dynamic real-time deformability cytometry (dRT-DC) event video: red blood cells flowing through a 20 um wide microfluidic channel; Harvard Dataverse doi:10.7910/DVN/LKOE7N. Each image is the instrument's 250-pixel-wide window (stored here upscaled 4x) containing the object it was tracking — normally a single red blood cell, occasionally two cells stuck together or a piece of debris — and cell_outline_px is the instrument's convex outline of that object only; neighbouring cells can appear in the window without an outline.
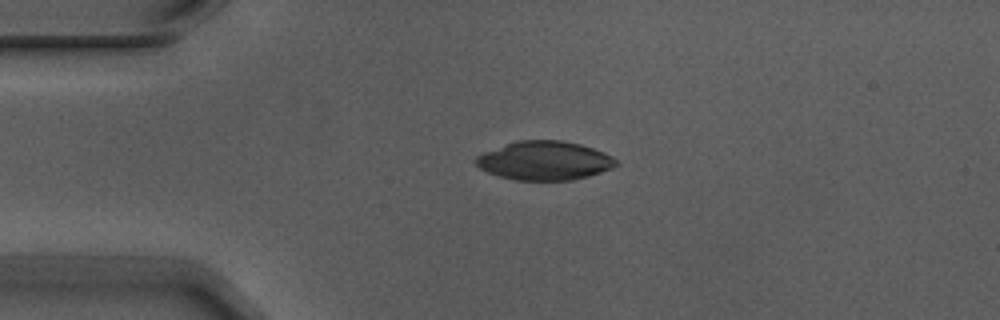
{"species": "Egyptian fruit bat (a non-hibernating species)", "species_latin": "Rousettus aegyptiacus", "temperature_condition": "warm", "stored_images_in_passage": 7, "camera_frame_rate_fps": 3000, "um_per_image_px": 0.085, "animal": {"sex": "male"}, "frame": {"image": 1, "passage_image": 2, "time_ms": 0.333, "image_size_px": [1000, 320], "cell_outline_px": [[620, 164], [612, 168], [588, 176], [572, 180], [516, 180], [500, 176], [488, 172], [480, 168], [476, 164], [476, 156], [484, 152], [520, 140], [560, 140], [580, 144], [604, 152], [612, 156]], "centroid_in_image_um": [46.32, 13.66], "position_along_channel_um": 38.7, "area_um2": 31.44}}
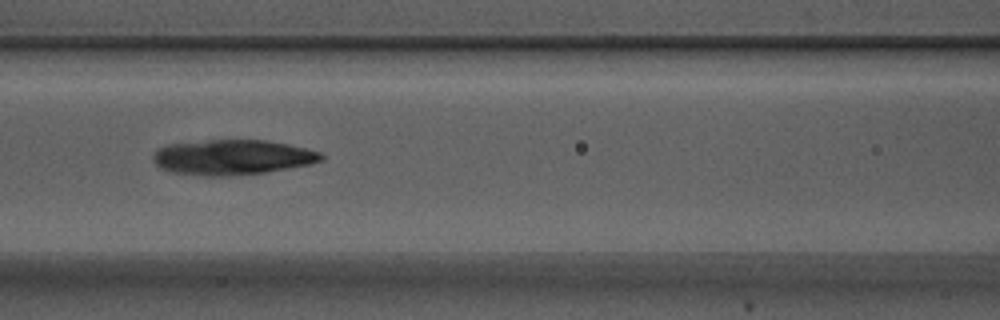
{"frame": {"image": 2, "passage_image": 5, "time_ms": 1.333, "image_size_px": [1000, 320], "cell_outline_px": [[324, 160], [312, 164], [268, 172], [236, 176], [204, 176], [168, 172], [160, 168], [152, 160], [152, 156], [160, 148], [168, 144], [208, 140], [264, 140], [288, 144], [320, 152], [324, 156]], "centroid_in_image_um": [19.75, 13.38], "position_along_channel_um": 146.8, "area_um2": 34.74}}
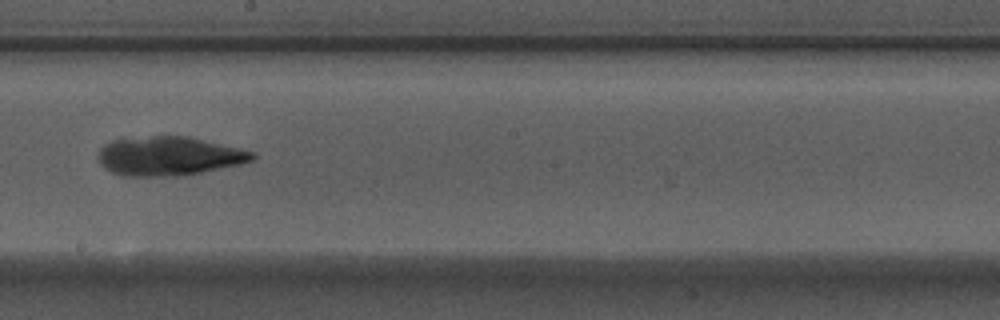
{"frame": {"image": 3, "passage_image": 7, "time_ms": 2.0, "image_size_px": [1000, 320], "cell_outline_px": [[256, 156], [252, 160], [240, 164], [180, 176], [120, 176], [104, 168], [96, 160], [96, 156], [100, 148], [104, 144], [112, 140], [152, 136], [184, 136], [256, 152]], "centroid_in_image_um": [14.28, 13.28], "position_along_channel_um": 233.9, "area_um2": 34.91}}